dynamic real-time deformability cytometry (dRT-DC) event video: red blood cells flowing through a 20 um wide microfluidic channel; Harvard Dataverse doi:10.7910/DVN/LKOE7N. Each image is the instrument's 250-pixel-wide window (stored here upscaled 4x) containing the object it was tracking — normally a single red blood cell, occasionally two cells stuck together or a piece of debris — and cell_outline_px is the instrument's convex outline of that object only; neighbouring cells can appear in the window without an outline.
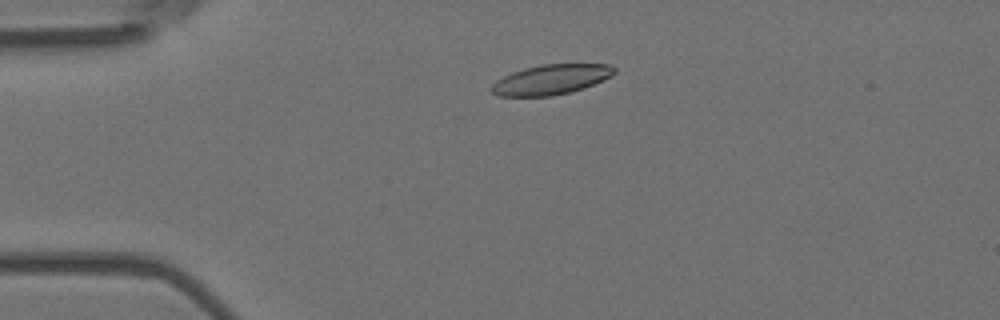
{"species": "Egyptian fruit bat (a non-hibernating species)", "species_latin": "Rousettus aegyptiacus", "temperature_condition": "room temperature", "stored_images_in_passage": 49, "camera_frame_rate_fps": 3000, "um_per_image_px": 0.085, "animal": {"sex": "female"}, "frame": {"image": 1, "passage_image": 6, "time_ms": 1.667, "image_size_px": [1000, 320], "cell_outline_px": [[616, 72], [612, 76], [584, 88], [552, 96], [496, 96], [488, 88], [496, 80], [512, 72], [524, 68], [540, 64], [612, 64], [616, 68]], "centroid_in_image_um": [46.83, 6.75], "position_along_channel_um": 38.2, "area_um2": 21.62}}
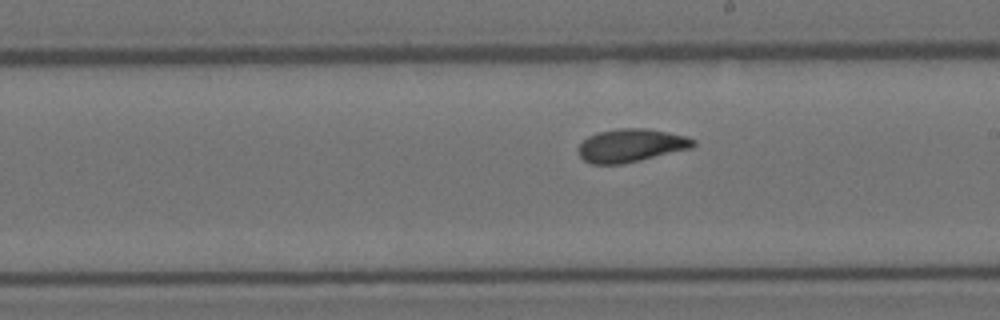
{"frame": {"image": 2, "passage_image": 25, "time_ms": 8.0, "image_size_px": [1000, 320], "cell_outline_px": [[696, 144], [692, 148], [624, 164], [592, 164], [584, 160], [580, 156], [580, 144], [588, 136], [596, 132], [620, 128], [648, 128], [668, 132], [684, 136], [696, 140]], "centroid_in_image_um": [53.66, 12.36], "position_along_channel_um": 235.3, "area_um2": 22.2}}
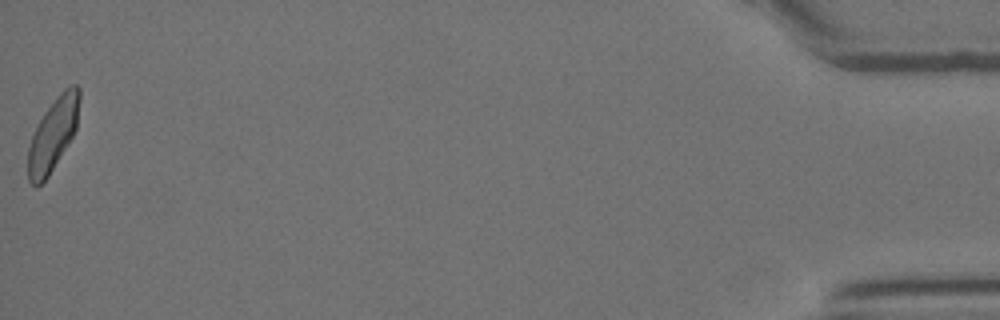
{"frame": {"image": 3, "passage_image": 49, "time_ms": 16.0, "image_size_px": [1000, 320], "cell_outline_px": [[80, 100], [76, 128], [72, 136], [48, 176], [36, 188], [28, 180], [28, 148], [32, 136], [44, 112], [56, 96], [64, 88], [72, 84], [76, 84], [80, 88]], "centroid_in_image_um": [4.51, 11.38], "position_along_channel_um": 430.7, "area_um2": 21.5}, "authors_computed_cell_mechanics": {"area_um2": 21.8484, "velocity_mm_per_s": 3.6474, "shape_relaxation_time_tau1_ms": 5.176, "shape_relaxation_time_tau2_ms": 1.8792, "deformation_change_tau1": 0.1333, "deformation_change_tau2": 0.081}}